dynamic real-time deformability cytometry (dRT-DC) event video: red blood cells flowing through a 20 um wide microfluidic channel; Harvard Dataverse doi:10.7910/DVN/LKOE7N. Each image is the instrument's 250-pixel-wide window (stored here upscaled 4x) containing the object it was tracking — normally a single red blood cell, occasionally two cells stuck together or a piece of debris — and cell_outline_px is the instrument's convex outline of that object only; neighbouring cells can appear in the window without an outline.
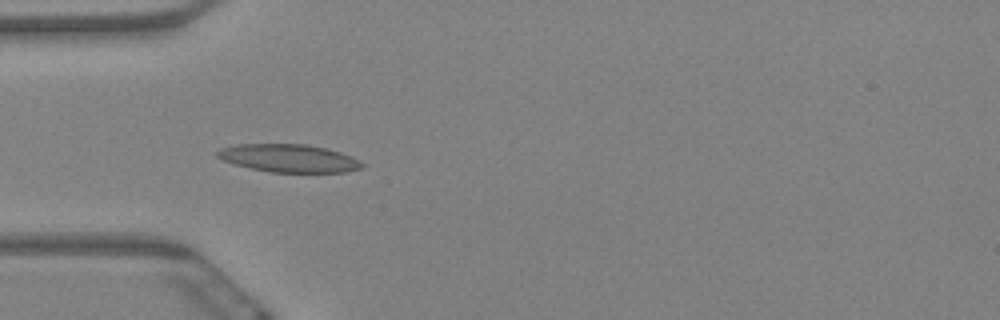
{"species": "Egyptian fruit bat (a non-hibernating species)", "species_latin": "Rousettus aegyptiacus", "temperature_condition": "warm", "stored_images_in_passage": 7, "camera_frame_rate_fps": 3000, "um_per_image_px": 0.085, "animal": {"sex": "female"}, "frame": {"image": 1, "passage_image": 5, "time_ms": 1.333, "image_size_px": [1000, 320], "cell_outline_px": [[364, 168], [344, 172], [268, 172], [236, 164], [224, 160], [216, 156], [216, 152], [220, 148], [236, 144], [304, 144], [324, 148], [340, 152], [360, 160], [364, 164]], "centroid_in_image_um": [24.56, 13.45], "position_along_channel_um": 60.4, "area_um2": 23.41}}
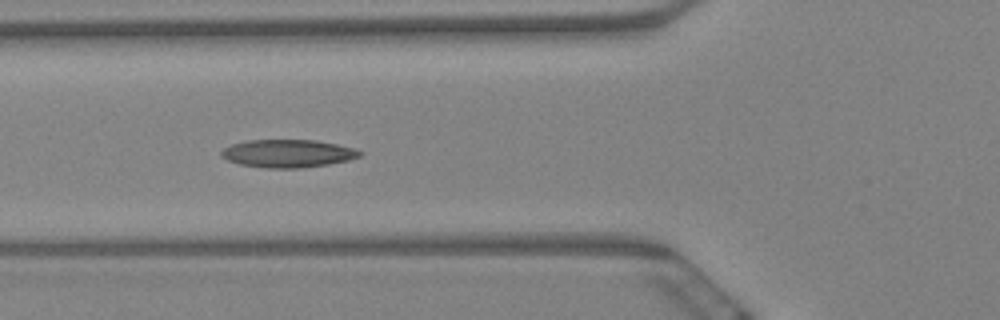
{"frame": {"image": 2, "passage_image": 6, "time_ms": 1.667, "image_size_px": [1000, 320], "cell_outline_px": [[364, 152], [360, 156], [348, 160], [328, 164], [304, 168], [264, 168], [240, 164], [228, 160], [220, 156], [220, 152], [224, 148], [232, 144], [248, 140], [316, 140], [336, 144], [352, 148]], "centroid_in_image_um": [24.45, 13.05], "position_along_channel_um": 101.3, "area_um2": 22.48}}
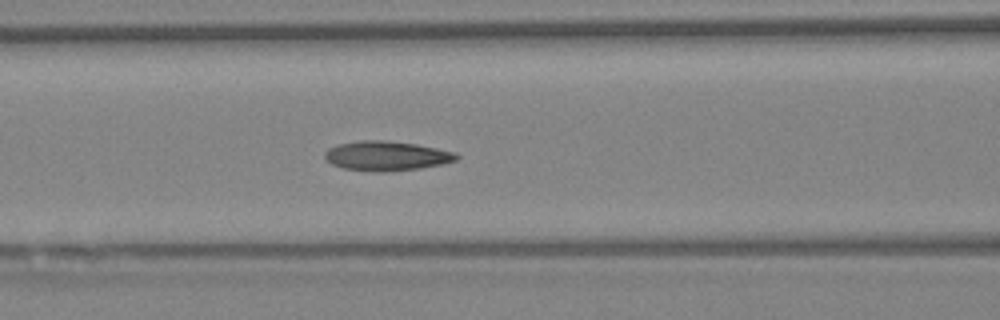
{"frame": {"image": 3, "passage_image": 7, "time_ms": 2.0, "image_size_px": [1000, 320], "cell_outline_px": [[460, 156], [456, 160], [440, 164], [420, 168], [388, 172], [380, 172], [344, 168], [332, 164], [324, 156], [324, 152], [328, 148], [340, 144], [360, 140], [384, 140], [416, 144], [456, 152]], "centroid_in_image_um": [32.86, 13.25], "position_along_channel_um": 133.7, "area_um2": 22.54}}